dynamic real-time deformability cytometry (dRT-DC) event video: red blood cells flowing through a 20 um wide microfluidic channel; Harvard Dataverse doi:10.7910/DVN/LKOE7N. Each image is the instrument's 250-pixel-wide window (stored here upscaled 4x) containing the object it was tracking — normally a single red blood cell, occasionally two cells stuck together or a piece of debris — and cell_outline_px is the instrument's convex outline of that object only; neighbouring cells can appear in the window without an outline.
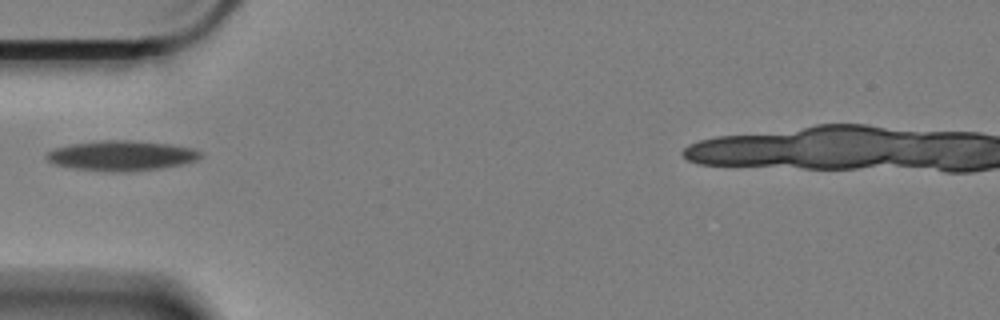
{"species": "Egyptian fruit bat (a non-hibernating species)", "species_latin": "Rousettus aegyptiacus", "temperature_condition": "cold", "stored_images_in_passage": 38, "camera_frame_rate_fps": 3000, "um_per_image_px": 0.085, "animal": {"sex": "female"}, "frame": {"image": 1, "passage_image": 1, "time_ms": 0.0, "image_size_px": [1000, 320], "cell_outline_px": [[204, 156], [196, 160], [184, 164], [160, 168], [76, 168], [56, 164], [48, 160], [44, 156], [48, 152], [56, 148], [68, 144], [100, 140], [128, 140], [172, 144], [196, 148], [204, 152]], "centroid_in_image_um": [10.43, 13.15], "position_along_channel_um": 74.6, "area_um2": 25.78}}
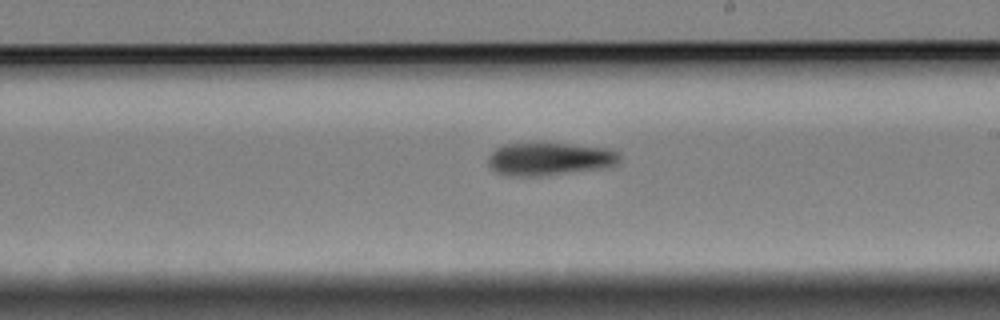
{"frame": {"image": 2, "passage_image": 16, "time_ms": 5.0, "image_size_px": [1000, 320], "cell_outline_px": [[620, 160], [616, 164], [604, 168], [540, 176], [520, 176], [496, 172], [488, 164], [488, 156], [496, 148], [504, 144], [572, 144], [612, 148], [620, 152]], "centroid_in_image_um": [46.77, 13.5], "position_along_channel_um": 242.2, "area_um2": 25.09}}
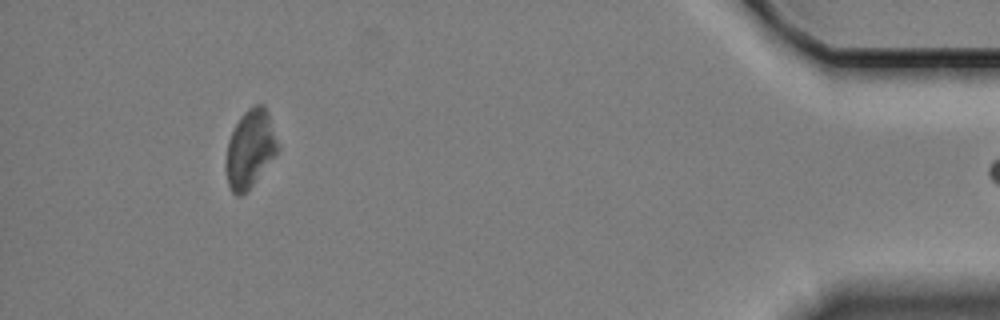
{"frame": {"image": 3, "passage_image": 37, "time_ms": 12.0, "image_size_px": [1000, 320], "cell_outline_px": [[280, 152], [252, 184], [240, 196], [236, 196], [232, 192], [228, 184], [224, 168], [224, 160], [228, 140], [240, 116], [248, 108], [256, 104], [264, 104], [268, 112], [280, 148]], "centroid_in_image_um": [21.25, 12.65], "position_along_channel_um": 413.9, "area_um2": 23.81}}